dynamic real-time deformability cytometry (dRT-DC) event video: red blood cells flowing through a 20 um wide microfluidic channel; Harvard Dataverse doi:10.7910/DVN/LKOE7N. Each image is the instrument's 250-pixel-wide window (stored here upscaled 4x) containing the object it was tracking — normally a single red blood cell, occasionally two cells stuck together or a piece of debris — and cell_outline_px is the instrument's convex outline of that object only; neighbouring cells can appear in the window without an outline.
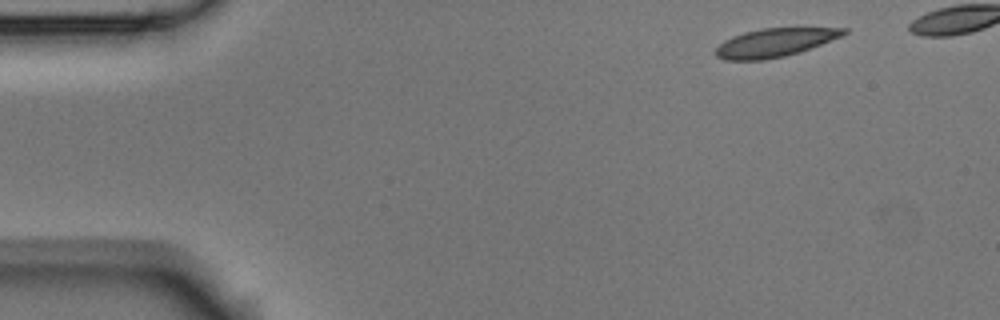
{"species": "Egyptian fruit bat (a non-hibernating species)", "species_latin": "Rousettus aegyptiacus", "temperature_condition": "room temperature", "stored_images_in_passage": 5, "camera_frame_rate_fps": 3000, "um_per_image_px": 0.085, "animal": {"sex": "male"}, "frame": {"image": 1, "passage_image": 1, "time_ms": 0.0, "image_size_px": [1000, 320], "cell_outline_px": [[848, 32], [844, 36], [800, 52], [784, 56], [764, 60], [724, 60], [716, 56], [712, 52], [724, 40], [732, 36], [744, 32], [760, 28], [796, 24], [848, 28]], "centroid_in_image_um": [65.97, 3.55], "position_along_channel_um": 19.0, "area_um2": 22.72}}